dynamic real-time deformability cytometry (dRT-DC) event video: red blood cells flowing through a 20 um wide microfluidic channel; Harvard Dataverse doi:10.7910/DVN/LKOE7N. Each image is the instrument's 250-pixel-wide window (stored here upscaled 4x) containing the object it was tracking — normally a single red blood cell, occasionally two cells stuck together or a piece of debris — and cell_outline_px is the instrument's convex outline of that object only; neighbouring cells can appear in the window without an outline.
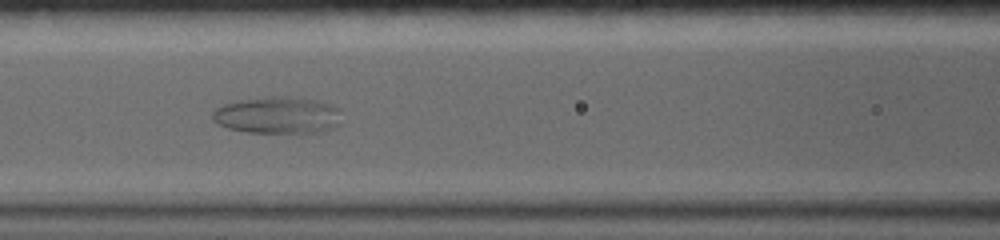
{"species": "common noctule bat (a hibernating species)", "species_latin": "Nyctalus noctula", "temperature_condition": "warm", "stored_images_in_passage": 68, "camera_frame_rate_fps": 5000, "um_per_image_px": 0.085, "animal": {"sex": "female", "body_mass_g": 19.0, "forearm_length_mm": 56.7}, "frame": {"image": 1, "passage_image": 19, "time_ms": 6.6, "image_size_px": [1000, 240], "cell_outline_px": [[340, 124], [336, 128], [320, 132], [248, 132], [228, 128], [216, 124], [212, 120], [212, 112], [216, 108], [224, 104], [240, 100], [264, 96], [288, 96], [316, 100], [340, 108]], "centroid_in_image_um": [23.6, 9.78], "position_along_channel_um": 143.0, "area_um2": 27.98}}
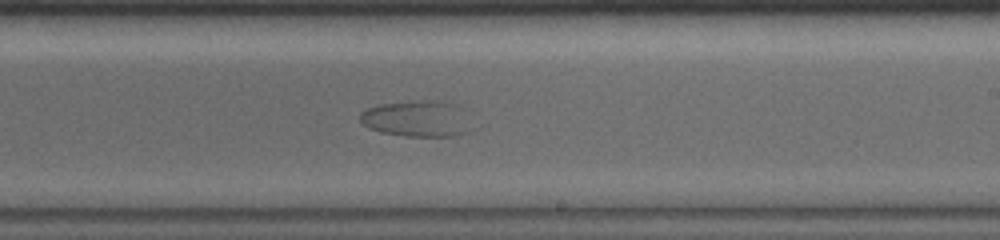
{"frame": {"image": 2, "passage_image": 32, "time_ms": 10.0, "image_size_px": [1000, 240], "cell_outline_px": [[468, 132], [456, 136], [404, 136], [380, 132], [368, 128], [360, 120], [360, 112], [368, 108], [380, 104], [412, 100], [436, 100], [456, 104]], "centroid_in_image_um": [35.3, 10.08], "position_along_channel_um": 253.7, "area_um2": 22.95}}
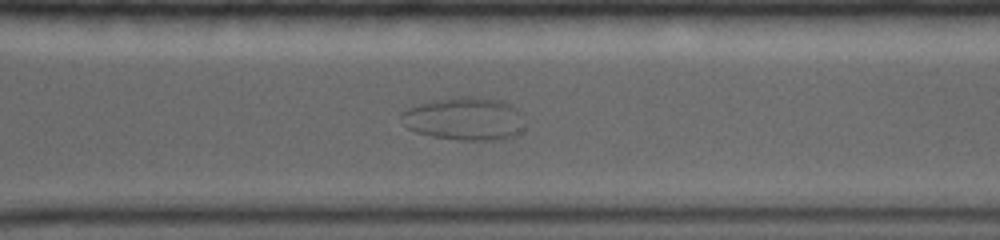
{"frame": {"image": 3, "passage_image": 41, "time_ms": 12.4, "image_size_px": [1000, 240], "cell_outline_px": [[524, 128], [520, 132], [512, 136], [500, 140], [460, 140], [432, 136], [416, 132], [408, 128], [400, 116], [408, 108], [432, 100], [460, 96], [472, 96], [500, 100], [516, 108]], "centroid_in_image_um": [39.48, 10.1], "position_along_channel_um": 331.1, "area_um2": 30.58}}